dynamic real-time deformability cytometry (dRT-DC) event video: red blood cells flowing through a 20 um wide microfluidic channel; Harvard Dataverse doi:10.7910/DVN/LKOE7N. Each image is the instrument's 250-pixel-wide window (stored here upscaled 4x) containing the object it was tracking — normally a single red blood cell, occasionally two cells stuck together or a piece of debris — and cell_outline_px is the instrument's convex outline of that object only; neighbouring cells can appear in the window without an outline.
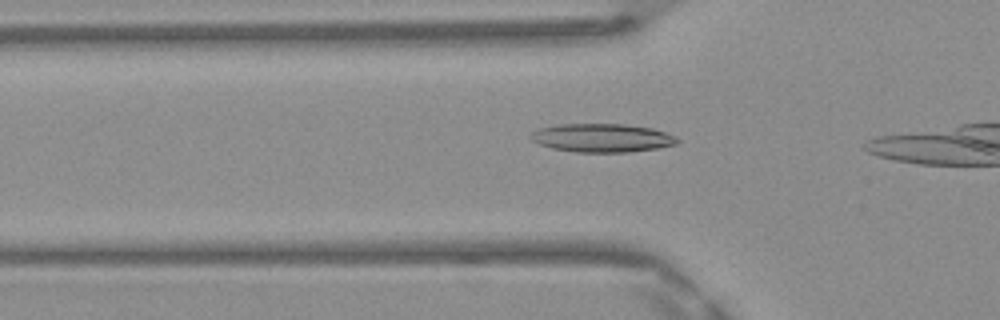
{"species": "Egyptian fruit bat (a non-hibernating species)", "species_latin": "Rousettus aegyptiacus", "temperature_condition": "warm", "stored_images_in_passage": 10, "camera_frame_rate_fps": 3000, "um_per_image_px": 0.085, "frame": {"image": 1, "passage_image": 5, "time_ms": 1.333, "image_size_px": [1000, 320], "cell_outline_px": [[680, 140], [676, 144], [656, 148], [628, 152], [576, 152], [552, 148], [540, 144], [532, 140], [528, 136], [532, 132], [540, 128], [560, 124], [624, 124], [652, 128], [676, 136]], "centroid_in_image_um": [51.17, 11.72], "position_along_channel_um": 74.6, "area_um2": 24.22}}
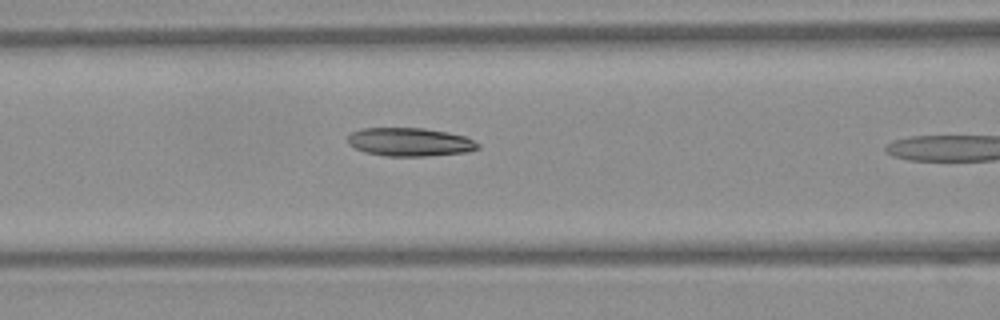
{"frame": {"image": 2, "passage_image": 9, "time_ms": 2.667, "image_size_px": [1000, 320], "cell_outline_px": [[480, 148], [468, 152], [424, 156], [384, 156], [364, 152], [348, 144], [348, 136], [352, 132], [364, 128], [424, 128], [448, 132], [464, 136], [480, 144]], "centroid_in_image_um": [34.84, 12.07], "position_along_channel_um": 131.8, "area_um2": 21.56}}